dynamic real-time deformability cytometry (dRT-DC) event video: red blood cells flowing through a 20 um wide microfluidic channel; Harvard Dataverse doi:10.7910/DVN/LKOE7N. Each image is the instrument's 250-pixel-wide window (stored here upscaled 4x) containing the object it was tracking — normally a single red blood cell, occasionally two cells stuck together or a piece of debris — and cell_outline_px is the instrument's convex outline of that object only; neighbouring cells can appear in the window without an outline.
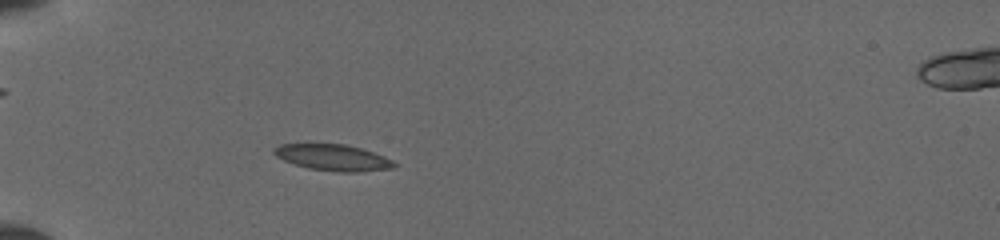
{"species": "common noctule bat (a hibernating species)", "species_latin": "Nyctalus noctula", "temperature_condition": "cold", "stored_images_in_passage": 55, "camera_frame_rate_fps": 3000, "um_per_image_px": 0.085, "animal": {"sex": "female", "body_mass_g": 19.5, "forearm_length_mm": 54.1}, "frame": {"image": 1, "passage_image": 5, "time_ms": 0.667, "image_size_px": [1000, 240], "cell_outline_px": [[396, 168], [356, 172], [340, 172], [308, 168], [284, 160], [276, 156], [272, 152], [272, 148], [280, 144], [344, 144], [360, 148], [384, 156], [392, 160], [396, 164]], "centroid_in_image_um": [28.3, 13.39], "position_along_channel_um": 56.7, "area_um2": 18.26}}
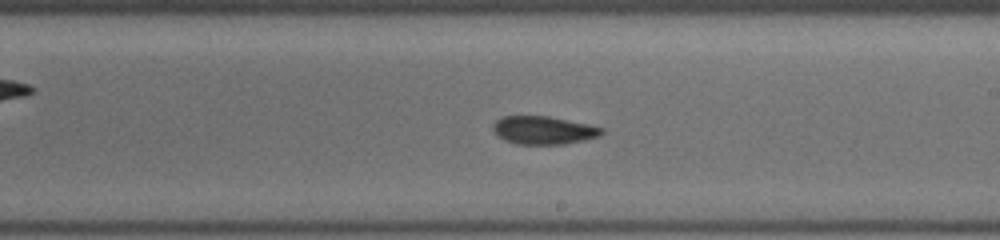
{"frame": {"image": 2, "passage_image": 34, "time_ms": 5.667, "image_size_px": [1000, 240], "cell_outline_px": [[604, 132], [600, 136], [584, 140], [564, 144], [516, 144], [504, 140], [492, 128], [492, 124], [496, 120], [504, 116], [548, 116], [604, 128]], "centroid_in_image_um": [46.2, 11.07], "position_along_channel_um": 242.8, "area_um2": 17.63}}
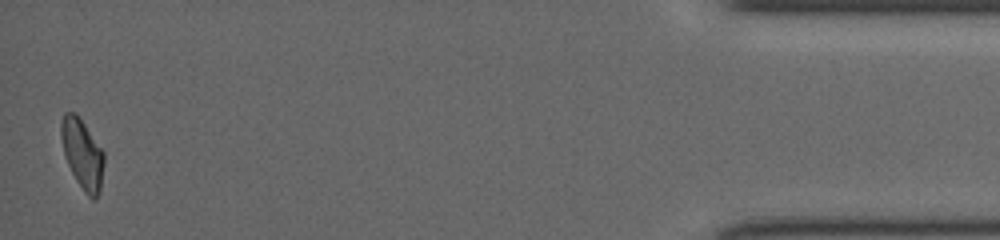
{"frame": {"image": 3, "passage_image": 55, "time_ms": 12.0, "image_size_px": [1000, 240], "cell_outline_px": [[104, 164], [100, 192], [96, 200], [92, 200], [84, 192], [76, 180], [68, 164], [64, 152], [60, 136], [60, 124], [64, 112], [76, 112], [104, 152]], "centroid_in_image_um": [7.01, 13.09], "position_along_channel_um": 428.2, "area_um2": 17.51}}